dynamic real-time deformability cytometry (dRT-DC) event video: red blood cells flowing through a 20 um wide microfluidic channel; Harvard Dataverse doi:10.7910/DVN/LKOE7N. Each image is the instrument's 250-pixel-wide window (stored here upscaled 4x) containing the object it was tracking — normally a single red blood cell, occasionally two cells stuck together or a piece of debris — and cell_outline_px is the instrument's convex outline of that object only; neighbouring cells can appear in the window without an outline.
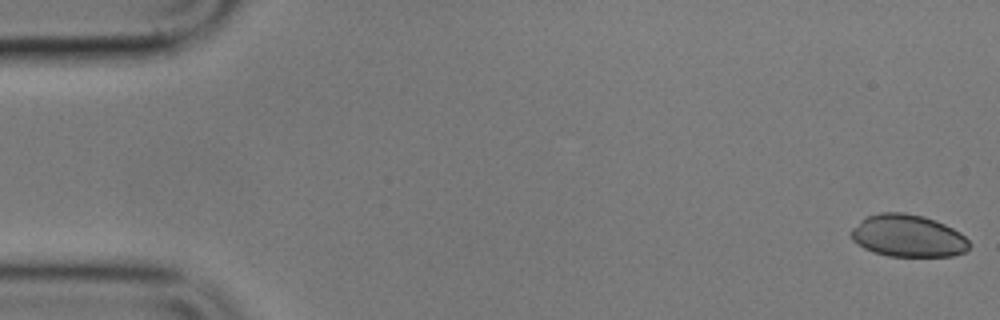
{"species": "common noctule bat (a hibernating species)", "species_latin": "Nyctalus noctula", "temperature_condition": "cold", "stored_images_in_passage": 9, "camera_frame_rate_fps": 3000, "um_per_image_px": 0.085, "animal": {"sex": "male", "body_mass_g": 17.9}, "frame": {"image": 1, "passage_image": 1, "time_ms": 0.0, "image_size_px": [1000, 320], "cell_outline_px": [[972, 244], [964, 252], [952, 256], [888, 256], [872, 252], [864, 248], [852, 240], [852, 228], [860, 220], [868, 216], [880, 212], [904, 212], [924, 216], [936, 220], [960, 232]], "centroid_in_image_um": [77.18, 20.04], "position_along_channel_um": 7.8, "area_um2": 29.19}}